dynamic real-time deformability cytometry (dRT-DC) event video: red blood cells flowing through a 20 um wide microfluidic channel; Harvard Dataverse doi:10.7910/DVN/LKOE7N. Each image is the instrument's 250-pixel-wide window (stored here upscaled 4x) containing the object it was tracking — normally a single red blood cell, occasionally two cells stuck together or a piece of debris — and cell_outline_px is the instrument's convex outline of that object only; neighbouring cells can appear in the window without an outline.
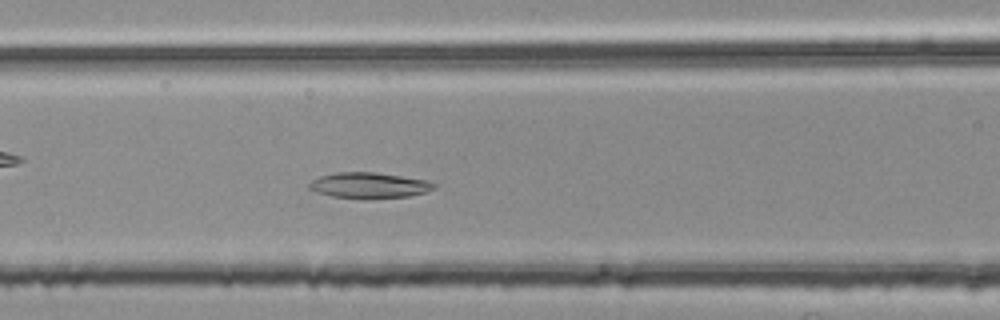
{"species": "common noctule bat (a hibernating species)", "species_latin": "Nyctalus noctula", "temperature_condition": "room temperature", "stored_images_in_passage": 39, "camera_frame_rate_fps": 3000, "um_per_image_px": 0.085, "animal": {"sex": "female", "body_mass_g": 25.1}, "frame": {"image": 1, "passage_image": 10, "time_ms": 3.0, "image_size_px": [1000, 320], "cell_outline_px": [[436, 188], [424, 192], [408, 196], [332, 196], [316, 192], [308, 188], [308, 184], [312, 180], [320, 176], [336, 172], [376, 172], [428, 180], [436, 184]], "centroid_in_image_um": [31.37, 15.7], "position_along_channel_um": 135.2, "area_um2": 17.92}}
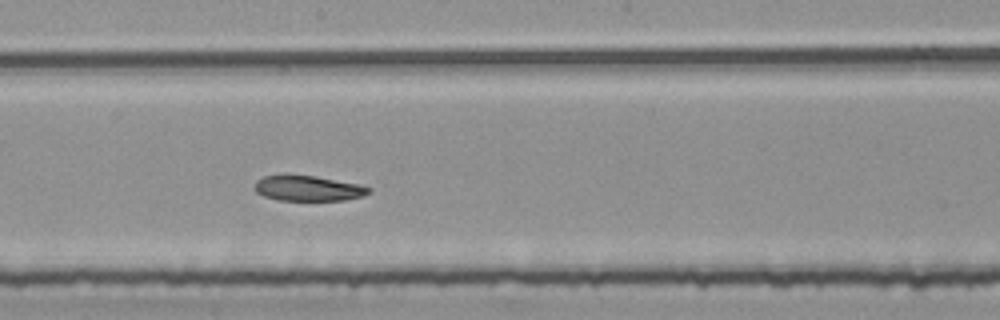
{"frame": {"image": 2, "passage_image": 17, "time_ms": 5.333, "image_size_px": [1000, 320], "cell_outline_px": [[372, 192], [364, 196], [344, 200], [276, 200], [264, 196], [256, 192], [256, 180], [264, 176], [284, 172], [288, 172], [316, 176], [356, 184], [372, 188]], "centroid_in_image_um": [26.15, 15.97], "position_along_channel_um": 222.1, "area_um2": 17.34}}
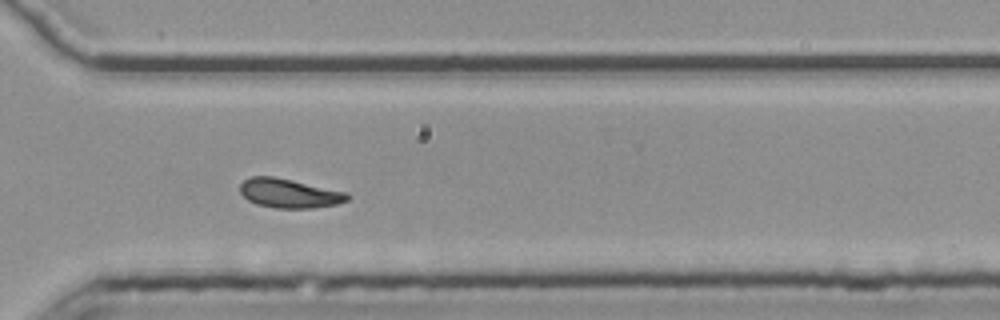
{"frame": {"image": 3, "passage_image": 27, "time_ms": 8.667, "image_size_px": [1000, 320], "cell_outline_px": [[352, 196], [348, 200], [336, 204], [312, 208], [276, 208], [256, 204], [248, 200], [240, 192], [240, 184], [244, 180], [252, 176], [272, 176], [292, 180], [348, 192]], "centroid_in_image_um": [24.6, 16.43], "position_along_channel_um": 346.0, "area_um2": 18.26}, "authors_computed_cell_mechanics": {"area_um2": 18.0336, "velocity_mm_per_s": 3.7297, "shape_relaxation_time_tau1_ms": null, "shape_relaxation_time_tau2_ms": 3.3656, "deformation_change_tau1": null, "deformation_change_tau2": 0.0964}}